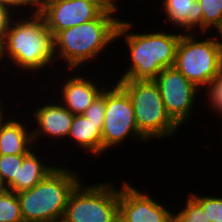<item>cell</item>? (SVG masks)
Wrapping results in <instances>:
<instances>
[{"instance_id":"obj_1","label":"cell","mask_w":222,"mask_h":222,"mask_svg":"<svg viewBox=\"0 0 222 222\" xmlns=\"http://www.w3.org/2000/svg\"><path fill=\"white\" fill-rule=\"evenodd\" d=\"M132 23L121 20L116 40L123 37L131 57L130 64L118 80H154L165 68L175 63L176 49L182 33H131ZM118 38V39H117Z\"/></svg>"},{"instance_id":"obj_2","label":"cell","mask_w":222,"mask_h":222,"mask_svg":"<svg viewBox=\"0 0 222 222\" xmlns=\"http://www.w3.org/2000/svg\"><path fill=\"white\" fill-rule=\"evenodd\" d=\"M27 16L13 18L2 39L3 54L5 60H11L22 71L38 73L56 61L54 35L41 13Z\"/></svg>"},{"instance_id":"obj_3","label":"cell","mask_w":222,"mask_h":222,"mask_svg":"<svg viewBox=\"0 0 222 222\" xmlns=\"http://www.w3.org/2000/svg\"><path fill=\"white\" fill-rule=\"evenodd\" d=\"M120 21L115 15L102 12L96 19L58 31L54 35L55 60L66 61L70 72L95 60L116 40Z\"/></svg>"},{"instance_id":"obj_4","label":"cell","mask_w":222,"mask_h":222,"mask_svg":"<svg viewBox=\"0 0 222 222\" xmlns=\"http://www.w3.org/2000/svg\"><path fill=\"white\" fill-rule=\"evenodd\" d=\"M80 181L79 173L68 166L58 165L37 185L17 193L22 218L35 222H61L69 197Z\"/></svg>"},{"instance_id":"obj_5","label":"cell","mask_w":222,"mask_h":222,"mask_svg":"<svg viewBox=\"0 0 222 222\" xmlns=\"http://www.w3.org/2000/svg\"><path fill=\"white\" fill-rule=\"evenodd\" d=\"M129 95L139 132L149 141L171 137L180 128L167 114L154 80H117Z\"/></svg>"},{"instance_id":"obj_6","label":"cell","mask_w":222,"mask_h":222,"mask_svg":"<svg viewBox=\"0 0 222 222\" xmlns=\"http://www.w3.org/2000/svg\"><path fill=\"white\" fill-rule=\"evenodd\" d=\"M196 33H182L174 67L197 88L204 89L222 69V45L219 36L199 40Z\"/></svg>"},{"instance_id":"obj_7","label":"cell","mask_w":222,"mask_h":222,"mask_svg":"<svg viewBox=\"0 0 222 222\" xmlns=\"http://www.w3.org/2000/svg\"><path fill=\"white\" fill-rule=\"evenodd\" d=\"M80 182L71 193L61 222H119V193L114 183Z\"/></svg>"},{"instance_id":"obj_8","label":"cell","mask_w":222,"mask_h":222,"mask_svg":"<svg viewBox=\"0 0 222 222\" xmlns=\"http://www.w3.org/2000/svg\"><path fill=\"white\" fill-rule=\"evenodd\" d=\"M106 86V109L102 129V154L123 143L129 136L147 142L139 132L128 93L116 82Z\"/></svg>"},{"instance_id":"obj_9","label":"cell","mask_w":222,"mask_h":222,"mask_svg":"<svg viewBox=\"0 0 222 222\" xmlns=\"http://www.w3.org/2000/svg\"><path fill=\"white\" fill-rule=\"evenodd\" d=\"M154 81L160 89L167 114L178 126L182 127L194 114L192 106L197 101L199 88L174 66L163 69Z\"/></svg>"},{"instance_id":"obj_10","label":"cell","mask_w":222,"mask_h":222,"mask_svg":"<svg viewBox=\"0 0 222 222\" xmlns=\"http://www.w3.org/2000/svg\"><path fill=\"white\" fill-rule=\"evenodd\" d=\"M120 184L119 222H174V212L160 201L139 191L132 183Z\"/></svg>"},{"instance_id":"obj_11","label":"cell","mask_w":222,"mask_h":222,"mask_svg":"<svg viewBox=\"0 0 222 222\" xmlns=\"http://www.w3.org/2000/svg\"><path fill=\"white\" fill-rule=\"evenodd\" d=\"M40 13L55 35L58 31L96 19L102 11L86 0H43Z\"/></svg>"},{"instance_id":"obj_12","label":"cell","mask_w":222,"mask_h":222,"mask_svg":"<svg viewBox=\"0 0 222 222\" xmlns=\"http://www.w3.org/2000/svg\"><path fill=\"white\" fill-rule=\"evenodd\" d=\"M56 101L51 104L46 103L44 106L42 105L32 112L33 119H35L37 123V127L31 129L34 147L36 146L35 143H38V140L42 138V134L48 137H53V140L54 138H56V140L57 138L59 140L60 138L67 139L73 123L74 114L64 107L61 102L59 103L57 99Z\"/></svg>"},{"instance_id":"obj_13","label":"cell","mask_w":222,"mask_h":222,"mask_svg":"<svg viewBox=\"0 0 222 222\" xmlns=\"http://www.w3.org/2000/svg\"><path fill=\"white\" fill-rule=\"evenodd\" d=\"M63 81L64 86L60 90L62 99L58 101H62L61 104L74 115L83 114L106 87L98 86V83L83 75H73L67 78L66 82Z\"/></svg>"},{"instance_id":"obj_14","label":"cell","mask_w":222,"mask_h":222,"mask_svg":"<svg viewBox=\"0 0 222 222\" xmlns=\"http://www.w3.org/2000/svg\"><path fill=\"white\" fill-rule=\"evenodd\" d=\"M163 11L167 17L166 22L174 27L182 28L184 33H202L203 14L197 0H163ZM196 29V30H195ZM187 31V32H186Z\"/></svg>"},{"instance_id":"obj_15","label":"cell","mask_w":222,"mask_h":222,"mask_svg":"<svg viewBox=\"0 0 222 222\" xmlns=\"http://www.w3.org/2000/svg\"><path fill=\"white\" fill-rule=\"evenodd\" d=\"M22 120L7 119L0 125V154L26 155L33 149L32 130ZM29 131V133H28Z\"/></svg>"},{"instance_id":"obj_16","label":"cell","mask_w":222,"mask_h":222,"mask_svg":"<svg viewBox=\"0 0 222 222\" xmlns=\"http://www.w3.org/2000/svg\"><path fill=\"white\" fill-rule=\"evenodd\" d=\"M103 122H93L83 114L74 115L68 138L76 142L84 151L92 152L93 156H102ZM100 155V156H99Z\"/></svg>"},{"instance_id":"obj_17","label":"cell","mask_w":222,"mask_h":222,"mask_svg":"<svg viewBox=\"0 0 222 222\" xmlns=\"http://www.w3.org/2000/svg\"><path fill=\"white\" fill-rule=\"evenodd\" d=\"M44 158H39L31 149L23 158L22 167L19 169L18 178L8 186V190L19 193L29 190L43 180L57 165L45 164Z\"/></svg>"},{"instance_id":"obj_18","label":"cell","mask_w":222,"mask_h":222,"mask_svg":"<svg viewBox=\"0 0 222 222\" xmlns=\"http://www.w3.org/2000/svg\"><path fill=\"white\" fill-rule=\"evenodd\" d=\"M200 3L203 20H202V35L213 27L219 31L222 28V0H197ZM206 32V33H205Z\"/></svg>"},{"instance_id":"obj_19","label":"cell","mask_w":222,"mask_h":222,"mask_svg":"<svg viewBox=\"0 0 222 222\" xmlns=\"http://www.w3.org/2000/svg\"><path fill=\"white\" fill-rule=\"evenodd\" d=\"M22 219L20 201L16 193L7 190L0 195V222H16Z\"/></svg>"},{"instance_id":"obj_20","label":"cell","mask_w":222,"mask_h":222,"mask_svg":"<svg viewBox=\"0 0 222 222\" xmlns=\"http://www.w3.org/2000/svg\"><path fill=\"white\" fill-rule=\"evenodd\" d=\"M185 206L174 213V222H211L202 206L188 193Z\"/></svg>"},{"instance_id":"obj_21","label":"cell","mask_w":222,"mask_h":222,"mask_svg":"<svg viewBox=\"0 0 222 222\" xmlns=\"http://www.w3.org/2000/svg\"><path fill=\"white\" fill-rule=\"evenodd\" d=\"M25 155H1L0 154V176L7 187L18 178L19 169L22 167Z\"/></svg>"},{"instance_id":"obj_22","label":"cell","mask_w":222,"mask_h":222,"mask_svg":"<svg viewBox=\"0 0 222 222\" xmlns=\"http://www.w3.org/2000/svg\"><path fill=\"white\" fill-rule=\"evenodd\" d=\"M203 208L211 222H222V197L199 196L198 193H189Z\"/></svg>"},{"instance_id":"obj_23","label":"cell","mask_w":222,"mask_h":222,"mask_svg":"<svg viewBox=\"0 0 222 222\" xmlns=\"http://www.w3.org/2000/svg\"><path fill=\"white\" fill-rule=\"evenodd\" d=\"M206 87L208 92L205 90L204 94H206L207 103L215 113L222 115V69Z\"/></svg>"},{"instance_id":"obj_24","label":"cell","mask_w":222,"mask_h":222,"mask_svg":"<svg viewBox=\"0 0 222 222\" xmlns=\"http://www.w3.org/2000/svg\"><path fill=\"white\" fill-rule=\"evenodd\" d=\"M106 109V88L95 98L83 115L93 122H104Z\"/></svg>"},{"instance_id":"obj_25","label":"cell","mask_w":222,"mask_h":222,"mask_svg":"<svg viewBox=\"0 0 222 222\" xmlns=\"http://www.w3.org/2000/svg\"><path fill=\"white\" fill-rule=\"evenodd\" d=\"M42 1L43 0H0V4L7 7L9 10L12 9V12L16 10V8H20L21 7V16L24 14V12H22V10H24V8L26 7H30L32 9V7L34 9H32L29 13L30 14H36V13H40L41 12V7H42ZM24 7V8H23ZM23 8V9H22ZM33 12V13H32Z\"/></svg>"},{"instance_id":"obj_26","label":"cell","mask_w":222,"mask_h":222,"mask_svg":"<svg viewBox=\"0 0 222 222\" xmlns=\"http://www.w3.org/2000/svg\"><path fill=\"white\" fill-rule=\"evenodd\" d=\"M12 12V10H9L7 7L3 6L0 4V39L2 40L5 33L8 31L12 19L14 18V15H19L21 16V13L17 12ZM17 13V14H15Z\"/></svg>"},{"instance_id":"obj_27","label":"cell","mask_w":222,"mask_h":222,"mask_svg":"<svg viewBox=\"0 0 222 222\" xmlns=\"http://www.w3.org/2000/svg\"><path fill=\"white\" fill-rule=\"evenodd\" d=\"M87 2L92 3L97 6L103 13H109L112 15L117 14L119 10L118 5L116 4L117 0H86Z\"/></svg>"},{"instance_id":"obj_28","label":"cell","mask_w":222,"mask_h":222,"mask_svg":"<svg viewBox=\"0 0 222 222\" xmlns=\"http://www.w3.org/2000/svg\"><path fill=\"white\" fill-rule=\"evenodd\" d=\"M2 102L3 101H1V99H0V125L5 119H7L4 114V113H6L5 109L2 107L4 104H1Z\"/></svg>"},{"instance_id":"obj_29","label":"cell","mask_w":222,"mask_h":222,"mask_svg":"<svg viewBox=\"0 0 222 222\" xmlns=\"http://www.w3.org/2000/svg\"><path fill=\"white\" fill-rule=\"evenodd\" d=\"M8 190L7 185L4 183L2 177L0 176V195L5 193Z\"/></svg>"},{"instance_id":"obj_30","label":"cell","mask_w":222,"mask_h":222,"mask_svg":"<svg viewBox=\"0 0 222 222\" xmlns=\"http://www.w3.org/2000/svg\"><path fill=\"white\" fill-rule=\"evenodd\" d=\"M3 60H4L3 45H2V40L0 39V64Z\"/></svg>"},{"instance_id":"obj_31","label":"cell","mask_w":222,"mask_h":222,"mask_svg":"<svg viewBox=\"0 0 222 222\" xmlns=\"http://www.w3.org/2000/svg\"><path fill=\"white\" fill-rule=\"evenodd\" d=\"M217 34H219L218 36H219V39H220V43L222 45V28L218 31Z\"/></svg>"},{"instance_id":"obj_32","label":"cell","mask_w":222,"mask_h":222,"mask_svg":"<svg viewBox=\"0 0 222 222\" xmlns=\"http://www.w3.org/2000/svg\"><path fill=\"white\" fill-rule=\"evenodd\" d=\"M16 222H35V221H30V220H26V219H20V220H18V221H16Z\"/></svg>"}]
</instances>
